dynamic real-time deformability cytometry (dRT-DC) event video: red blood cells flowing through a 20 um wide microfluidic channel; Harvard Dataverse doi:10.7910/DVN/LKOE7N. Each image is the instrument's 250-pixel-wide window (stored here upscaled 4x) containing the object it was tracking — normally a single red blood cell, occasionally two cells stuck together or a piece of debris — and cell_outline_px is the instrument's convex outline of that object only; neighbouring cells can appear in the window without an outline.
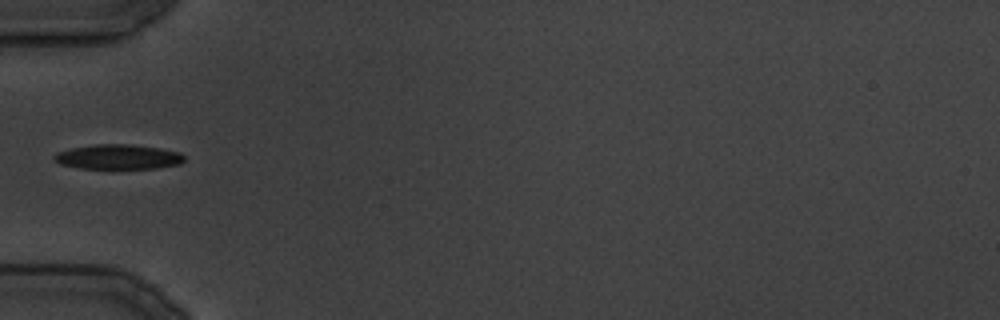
{"species": "common noctule bat (a hibernating species)", "species_latin": "Nyctalus noctula", "temperature_condition": "cold", "stored_images_in_passage": 23, "camera_frame_rate_fps": 3000, "um_per_image_px": 0.085, "animal": {"sex": "male", "body_mass_g": 19.5, "forearm_length_mm": 54.6}, "frame": {"image": 1, "passage_image": 1, "time_ms": 0.0, "image_size_px": [1000, 320], "cell_outline_px": [[184, 160], [180, 164], [156, 168], [112, 172], [80, 168], [60, 164], [52, 160], [52, 156], [56, 152], [72, 148], [92, 144], [132, 144], [160, 148], [180, 152], [184, 156]], "centroid_in_image_um": [10.01, 13.38], "position_along_channel_um": 75.0, "area_um2": 20.0}}
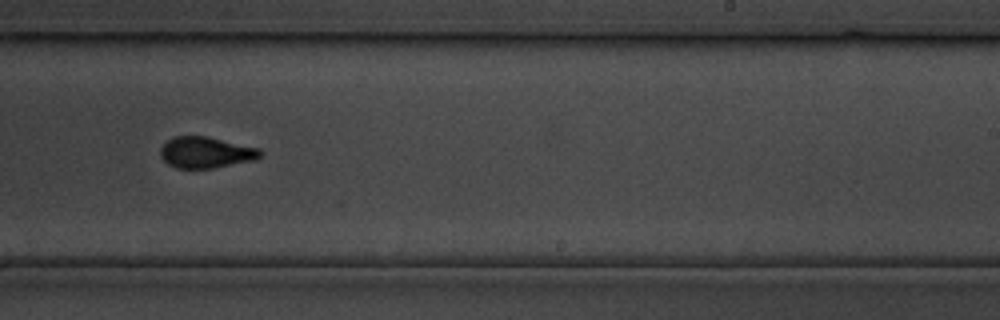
{"frame": {"image": 2, "passage_image": 11, "time_ms": 12.333, "image_size_px": [1000, 320], "cell_outline_px": [[264, 152], [256, 160], [212, 168], [176, 168], [168, 164], [160, 156], [160, 148], [172, 136], [204, 136], [260, 148]], "centroid_in_image_um": [17.5, 12.96], "position_along_channel_um": 271.5, "area_um2": 18.15}}
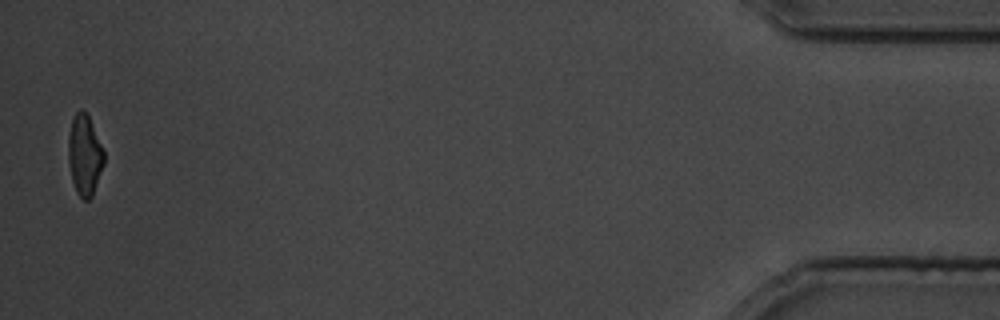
{"frame": {"image": 3, "passage_image": 23, "time_ms": 27.333, "image_size_px": [1000, 320], "cell_outline_px": [[104, 164], [92, 196], [88, 200], [84, 200], [76, 192], [72, 180], [68, 160], [68, 136], [72, 120], [76, 112], [80, 108], [88, 116], [104, 152]], "centroid_in_image_um": [7.18, 13.2], "position_along_channel_um": 428.0, "area_um2": 16.53}}